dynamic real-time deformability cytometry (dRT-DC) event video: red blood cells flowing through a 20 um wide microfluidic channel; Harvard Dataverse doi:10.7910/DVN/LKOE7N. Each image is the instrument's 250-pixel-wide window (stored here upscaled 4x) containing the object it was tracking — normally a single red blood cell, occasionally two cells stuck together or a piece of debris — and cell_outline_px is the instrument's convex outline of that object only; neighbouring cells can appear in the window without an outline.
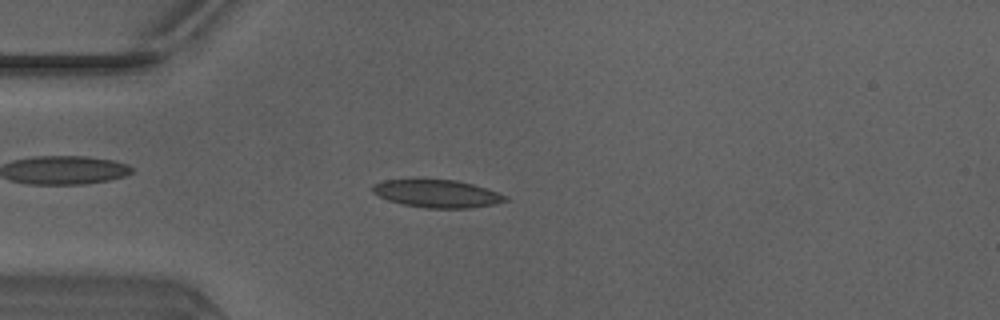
{"species": "Egyptian fruit bat (a non-hibernating species)", "species_latin": "Rousettus aegyptiacus", "temperature_condition": "warm", "stored_images_in_passage": 45, "camera_frame_rate_fps": 3000, "um_per_image_px": 0.085, "animal": {"sex": "male"}, "frame": {"image": 1, "passage_image": 9, "time_ms": 2.667, "image_size_px": [1000, 320], "cell_outline_px": [[508, 200], [496, 204], [468, 208], [424, 208], [404, 204], [388, 200], [372, 192], [372, 184], [384, 180], [456, 180], [472, 184], [508, 196]], "centroid_in_image_um": [37.15, 16.47], "position_along_channel_um": 47.8, "area_um2": 21.21}}
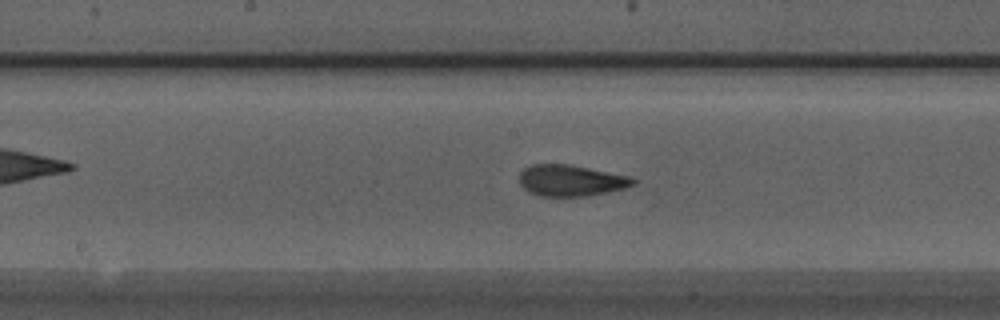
{"frame": {"image": 2, "passage_image": 21, "time_ms": 6.667, "image_size_px": [1000, 320], "cell_outline_px": [[636, 184], [624, 188], [608, 192], [588, 196], [540, 196], [528, 192], [520, 184], [520, 172], [524, 168], [532, 164], [568, 164], [628, 176], [636, 180]], "centroid_in_image_um": [48.5, 15.35], "position_along_channel_um": 199.7, "area_um2": 20.63}}
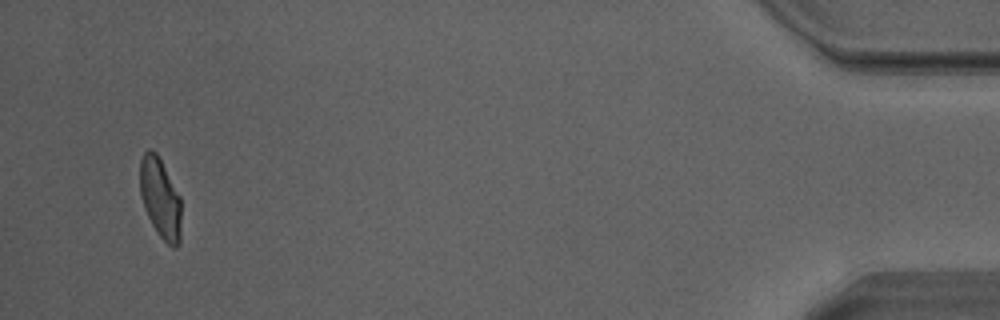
{"frame": {"image": 3, "passage_image": 43, "time_ms": 14.0, "image_size_px": [1000, 320], "cell_outline_px": [[180, 244], [176, 248], [172, 248], [160, 236], [152, 224], [144, 208], [140, 196], [140, 160], [144, 152], [148, 148], [156, 152], [180, 196]], "centroid_in_image_um": [13.61, 16.85], "position_along_channel_um": 421.6, "area_um2": 19.19}, "authors_computed_cell_mechanics": {"area_um2": 20.5768, "velocity_mm_per_s": 4.1581, "shape_relaxation_time_tau1_ms": 4.2498, "shape_relaxation_time_tau2_ms": 0.8202, "deformation_change_tau1": 0.1798, "deformation_change_tau2": 0.0833}}